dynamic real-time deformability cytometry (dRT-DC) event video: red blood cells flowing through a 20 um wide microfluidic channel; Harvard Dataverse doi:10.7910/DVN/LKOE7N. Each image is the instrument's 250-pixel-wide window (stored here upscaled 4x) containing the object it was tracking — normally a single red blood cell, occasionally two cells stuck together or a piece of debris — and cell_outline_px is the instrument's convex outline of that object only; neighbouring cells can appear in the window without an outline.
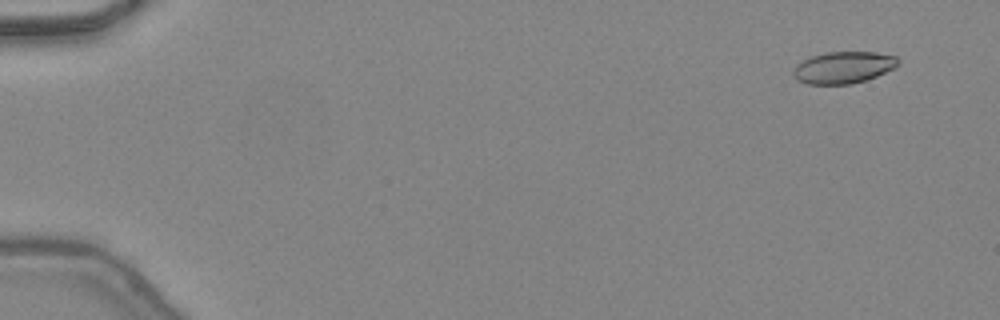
{"species": "common noctule bat (a hibernating species)", "species_latin": "Nyctalus noctula", "temperature_condition": "warm", "stored_images_in_passage": 46, "camera_frame_rate_fps": 3000, "um_per_image_px": 0.085, "animal": {"sex": "female", "body_mass_g": 24.6, "forearm_length_mm": 56.2}, "frame": {"image": 1, "passage_image": 2, "time_ms": 0.333, "image_size_px": [1000, 320], "cell_outline_px": [[900, 64], [896, 68], [876, 76], [852, 84], [808, 84], [796, 80], [792, 72], [792, 68], [796, 64], [812, 56], [824, 52], [876, 52], [896, 56], [900, 60]], "centroid_in_image_um": [71.7, 5.73], "position_along_channel_um": 13.3, "area_um2": 19.65}}
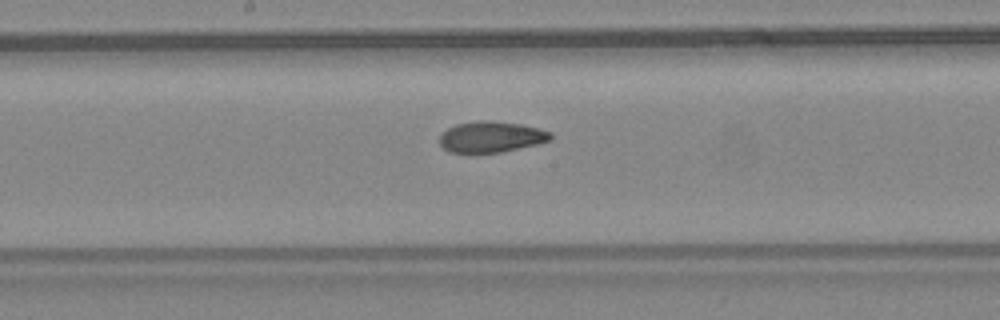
{"frame": {"image": 2, "passage_image": 25, "time_ms": 8.0, "image_size_px": [1000, 320], "cell_outline_px": [[552, 140], [536, 144], [500, 152], [448, 152], [440, 144], [440, 132], [456, 124], [476, 120], [488, 120], [520, 124], [540, 128], [552, 132]], "centroid_in_image_um": [41.74, 11.61], "position_along_channel_um": 206.5, "area_um2": 20.06}}
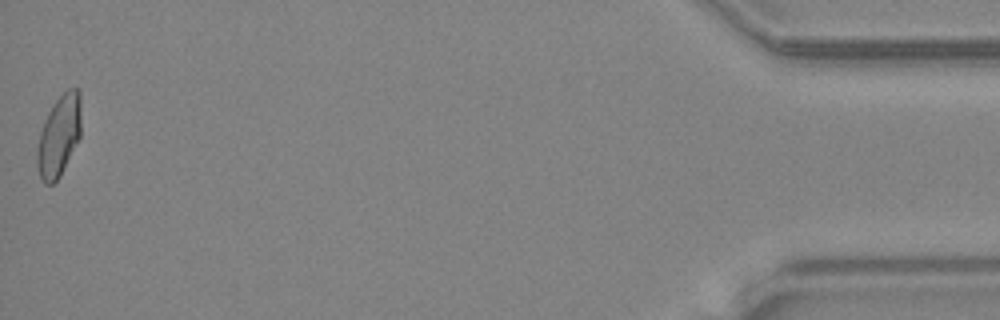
{"frame": {"image": 3, "passage_image": 46, "time_ms": 15.0, "image_size_px": [1000, 320], "cell_outline_px": [[80, 136], [60, 176], [52, 184], [44, 184], [40, 176], [36, 164], [36, 148], [40, 132], [44, 120], [52, 104], [68, 88], [76, 88], [80, 92]], "centroid_in_image_um": [4.99, 11.54], "position_along_channel_um": 430.2, "area_um2": 20.75}, "authors_computed_cell_mechanics": {"area_um2": 20.5479, "velocity_mm_per_s": 4.4605, "shape_relaxation_time_tau1_ms": null, "shape_relaxation_time_tau2_ms": 1.8298, "deformation_change_tau1": null, "deformation_change_tau2": 0.0768}}